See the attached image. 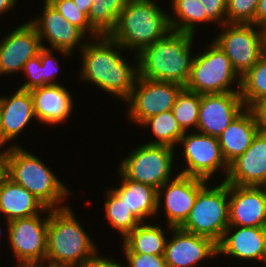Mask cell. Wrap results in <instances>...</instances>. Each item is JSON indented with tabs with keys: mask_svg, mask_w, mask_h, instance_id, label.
I'll use <instances>...</instances> for the list:
<instances>
[{
	"mask_svg": "<svg viewBox=\"0 0 266 267\" xmlns=\"http://www.w3.org/2000/svg\"><path fill=\"white\" fill-rule=\"evenodd\" d=\"M92 40L79 50L82 58L80 81H89L96 88L126 101L135 86L138 66H130L120 53L124 48L108 35Z\"/></svg>",
	"mask_w": 266,
	"mask_h": 267,
	"instance_id": "6da1fadb",
	"label": "cell"
},
{
	"mask_svg": "<svg viewBox=\"0 0 266 267\" xmlns=\"http://www.w3.org/2000/svg\"><path fill=\"white\" fill-rule=\"evenodd\" d=\"M193 34L171 30L164 38L143 48L135 58L138 77L187 84L194 56L191 55Z\"/></svg>",
	"mask_w": 266,
	"mask_h": 267,
	"instance_id": "7a4b0ae2",
	"label": "cell"
},
{
	"mask_svg": "<svg viewBox=\"0 0 266 267\" xmlns=\"http://www.w3.org/2000/svg\"><path fill=\"white\" fill-rule=\"evenodd\" d=\"M98 249L69 205L49 209L45 264L83 267Z\"/></svg>",
	"mask_w": 266,
	"mask_h": 267,
	"instance_id": "3957f363",
	"label": "cell"
},
{
	"mask_svg": "<svg viewBox=\"0 0 266 267\" xmlns=\"http://www.w3.org/2000/svg\"><path fill=\"white\" fill-rule=\"evenodd\" d=\"M5 175L33 194L46 208L58 209L71 193L67 185L33 153L20 145L5 153Z\"/></svg>",
	"mask_w": 266,
	"mask_h": 267,
	"instance_id": "277c9868",
	"label": "cell"
},
{
	"mask_svg": "<svg viewBox=\"0 0 266 267\" xmlns=\"http://www.w3.org/2000/svg\"><path fill=\"white\" fill-rule=\"evenodd\" d=\"M171 30L169 15L155 1L129 0L108 36L137 55Z\"/></svg>",
	"mask_w": 266,
	"mask_h": 267,
	"instance_id": "5b68a950",
	"label": "cell"
},
{
	"mask_svg": "<svg viewBox=\"0 0 266 267\" xmlns=\"http://www.w3.org/2000/svg\"><path fill=\"white\" fill-rule=\"evenodd\" d=\"M228 226L229 184L222 181L215 187H209L207 183L198 192L189 216L180 228L218 243Z\"/></svg>",
	"mask_w": 266,
	"mask_h": 267,
	"instance_id": "8992f818",
	"label": "cell"
},
{
	"mask_svg": "<svg viewBox=\"0 0 266 267\" xmlns=\"http://www.w3.org/2000/svg\"><path fill=\"white\" fill-rule=\"evenodd\" d=\"M210 44L206 52L194 56L185 88L198 94L240 92L241 78L230 59L214 41ZM234 82L238 86L236 89L231 86Z\"/></svg>",
	"mask_w": 266,
	"mask_h": 267,
	"instance_id": "52a82bcc",
	"label": "cell"
},
{
	"mask_svg": "<svg viewBox=\"0 0 266 267\" xmlns=\"http://www.w3.org/2000/svg\"><path fill=\"white\" fill-rule=\"evenodd\" d=\"M219 27H223L222 32L212 40L228 56L241 78L266 53V30L254 24L225 23Z\"/></svg>",
	"mask_w": 266,
	"mask_h": 267,
	"instance_id": "ba28073f",
	"label": "cell"
},
{
	"mask_svg": "<svg viewBox=\"0 0 266 267\" xmlns=\"http://www.w3.org/2000/svg\"><path fill=\"white\" fill-rule=\"evenodd\" d=\"M175 148L166 145L142 144L120 162L118 170L132 181L159 189L171 177Z\"/></svg>",
	"mask_w": 266,
	"mask_h": 267,
	"instance_id": "9c48e42d",
	"label": "cell"
},
{
	"mask_svg": "<svg viewBox=\"0 0 266 267\" xmlns=\"http://www.w3.org/2000/svg\"><path fill=\"white\" fill-rule=\"evenodd\" d=\"M183 85L169 81L137 77L135 86L126 100L128 119L141 126L151 116L172 110Z\"/></svg>",
	"mask_w": 266,
	"mask_h": 267,
	"instance_id": "30bf717a",
	"label": "cell"
},
{
	"mask_svg": "<svg viewBox=\"0 0 266 267\" xmlns=\"http://www.w3.org/2000/svg\"><path fill=\"white\" fill-rule=\"evenodd\" d=\"M47 214L44 219L40 213L9 222L6 236L18 264L45 263L49 221Z\"/></svg>",
	"mask_w": 266,
	"mask_h": 267,
	"instance_id": "8fae6325",
	"label": "cell"
},
{
	"mask_svg": "<svg viewBox=\"0 0 266 267\" xmlns=\"http://www.w3.org/2000/svg\"><path fill=\"white\" fill-rule=\"evenodd\" d=\"M187 134V135H186ZM179 143L183 146L182 156L185 157V168L180 174L201 178L207 181L218 171L227 176L229 165L226 163L217 137L200 132H184ZM226 172V173H225Z\"/></svg>",
	"mask_w": 266,
	"mask_h": 267,
	"instance_id": "7c38bea8",
	"label": "cell"
},
{
	"mask_svg": "<svg viewBox=\"0 0 266 267\" xmlns=\"http://www.w3.org/2000/svg\"><path fill=\"white\" fill-rule=\"evenodd\" d=\"M176 174L157 190V214L161 209L160 202L164 199L163 211L167 217V227H180L185 222L198 192L211 182L180 173L176 176Z\"/></svg>",
	"mask_w": 266,
	"mask_h": 267,
	"instance_id": "4fadbf2b",
	"label": "cell"
},
{
	"mask_svg": "<svg viewBox=\"0 0 266 267\" xmlns=\"http://www.w3.org/2000/svg\"><path fill=\"white\" fill-rule=\"evenodd\" d=\"M43 2L42 15L29 21L36 28L42 47L45 48L44 40L47 39L52 47L50 49L63 56H70L73 49L79 46L81 50L88 42V38L84 41L86 34L66 20L47 0Z\"/></svg>",
	"mask_w": 266,
	"mask_h": 267,
	"instance_id": "5bb4252c",
	"label": "cell"
},
{
	"mask_svg": "<svg viewBox=\"0 0 266 267\" xmlns=\"http://www.w3.org/2000/svg\"><path fill=\"white\" fill-rule=\"evenodd\" d=\"M245 108L240 92L201 94L197 131L218 138Z\"/></svg>",
	"mask_w": 266,
	"mask_h": 267,
	"instance_id": "9a60e30c",
	"label": "cell"
},
{
	"mask_svg": "<svg viewBox=\"0 0 266 267\" xmlns=\"http://www.w3.org/2000/svg\"><path fill=\"white\" fill-rule=\"evenodd\" d=\"M173 234L165 244L167 267H194L206 258H215L217 243L208 237L187 232L180 227H168ZM194 265V266H193Z\"/></svg>",
	"mask_w": 266,
	"mask_h": 267,
	"instance_id": "2e32d148",
	"label": "cell"
},
{
	"mask_svg": "<svg viewBox=\"0 0 266 267\" xmlns=\"http://www.w3.org/2000/svg\"><path fill=\"white\" fill-rule=\"evenodd\" d=\"M41 48L38 32L29 21L12 30L0 42V76L22 72Z\"/></svg>",
	"mask_w": 266,
	"mask_h": 267,
	"instance_id": "e0dca14e",
	"label": "cell"
},
{
	"mask_svg": "<svg viewBox=\"0 0 266 267\" xmlns=\"http://www.w3.org/2000/svg\"><path fill=\"white\" fill-rule=\"evenodd\" d=\"M229 225L266 227V187L229 184Z\"/></svg>",
	"mask_w": 266,
	"mask_h": 267,
	"instance_id": "ac0fdd59",
	"label": "cell"
},
{
	"mask_svg": "<svg viewBox=\"0 0 266 267\" xmlns=\"http://www.w3.org/2000/svg\"><path fill=\"white\" fill-rule=\"evenodd\" d=\"M238 186H266V129H261L250 147L229 164L224 180Z\"/></svg>",
	"mask_w": 266,
	"mask_h": 267,
	"instance_id": "d6986e66",
	"label": "cell"
},
{
	"mask_svg": "<svg viewBox=\"0 0 266 267\" xmlns=\"http://www.w3.org/2000/svg\"><path fill=\"white\" fill-rule=\"evenodd\" d=\"M265 242L266 227L229 225L217 243V256L222 254L244 261L260 262Z\"/></svg>",
	"mask_w": 266,
	"mask_h": 267,
	"instance_id": "ffe728a7",
	"label": "cell"
},
{
	"mask_svg": "<svg viewBox=\"0 0 266 267\" xmlns=\"http://www.w3.org/2000/svg\"><path fill=\"white\" fill-rule=\"evenodd\" d=\"M29 91L33 99L35 117L39 122L55 125L70 117L74 100L70 91L60 83L36 87Z\"/></svg>",
	"mask_w": 266,
	"mask_h": 267,
	"instance_id": "44dd1931",
	"label": "cell"
},
{
	"mask_svg": "<svg viewBox=\"0 0 266 267\" xmlns=\"http://www.w3.org/2000/svg\"><path fill=\"white\" fill-rule=\"evenodd\" d=\"M262 129L255 111L245 108L218 137L222 155L229 165L242 155Z\"/></svg>",
	"mask_w": 266,
	"mask_h": 267,
	"instance_id": "7402d4cb",
	"label": "cell"
},
{
	"mask_svg": "<svg viewBox=\"0 0 266 267\" xmlns=\"http://www.w3.org/2000/svg\"><path fill=\"white\" fill-rule=\"evenodd\" d=\"M49 212L33 194L4 175L0 180V213L10 221ZM44 212V213H43Z\"/></svg>",
	"mask_w": 266,
	"mask_h": 267,
	"instance_id": "603a6c76",
	"label": "cell"
},
{
	"mask_svg": "<svg viewBox=\"0 0 266 267\" xmlns=\"http://www.w3.org/2000/svg\"><path fill=\"white\" fill-rule=\"evenodd\" d=\"M6 96H0V119L3 136L11 142L36 117L30 91L17 89Z\"/></svg>",
	"mask_w": 266,
	"mask_h": 267,
	"instance_id": "cb8c5ba5",
	"label": "cell"
},
{
	"mask_svg": "<svg viewBox=\"0 0 266 267\" xmlns=\"http://www.w3.org/2000/svg\"><path fill=\"white\" fill-rule=\"evenodd\" d=\"M121 185L112 190L124 200L127 208L141 221L157 215V189L127 179L119 170ZM148 217V218H147Z\"/></svg>",
	"mask_w": 266,
	"mask_h": 267,
	"instance_id": "d4e9b609",
	"label": "cell"
},
{
	"mask_svg": "<svg viewBox=\"0 0 266 267\" xmlns=\"http://www.w3.org/2000/svg\"><path fill=\"white\" fill-rule=\"evenodd\" d=\"M166 232L158 225L141 222L124 239V253L164 255Z\"/></svg>",
	"mask_w": 266,
	"mask_h": 267,
	"instance_id": "484cf974",
	"label": "cell"
},
{
	"mask_svg": "<svg viewBox=\"0 0 266 267\" xmlns=\"http://www.w3.org/2000/svg\"><path fill=\"white\" fill-rule=\"evenodd\" d=\"M173 15H169L171 29L177 32L196 34V26L200 23L212 21L203 13L200 0H171ZM199 23V24H198Z\"/></svg>",
	"mask_w": 266,
	"mask_h": 267,
	"instance_id": "4316f807",
	"label": "cell"
},
{
	"mask_svg": "<svg viewBox=\"0 0 266 267\" xmlns=\"http://www.w3.org/2000/svg\"><path fill=\"white\" fill-rule=\"evenodd\" d=\"M240 96L251 109L266 97V53L241 77Z\"/></svg>",
	"mask_w": 266,
	"mask_h": 267,
	"instance_id": "83f0119b",
	"label": "cell"
},
{
	"mask_svg": "<svg viewBox=\"0 0 266 267\" xmlns=\"http://www.w3.org/2000/svg\"><path fill=\"white\" fill-rule=\"evenodd\" d=\"M105 195L107 196L104 204L105 219L124 239L141 221L127 208L124 200L112 188H107Z\"/></svg>",
	"mask_w": 266,
	"mask_h": 267,
	"instance_id": "f1b7e54d",
	"label": "cell"
},
{
	"mask_svg": "<svg viewBox=\"0 0 266 267\" xmlns=\"http://www.w3.org/2000/svg\"><path fill=\"white\" fill-rule=\"evenodd\" d=\"M129 0H93L88 15L90 25L100 34L109 35Z\"/></svg>",
	"mask_w": 266,
	"mask_h": 267,
	"instance_id": "f546056e",
	"label": "cell"
},
{
	"mask_svg": "<svg viewBox=\"0 0 266 267\" xmlns=\"http://www.w3.org/2000/svg\"><path fill=\"white\" fill-rule=\"evenodd\" d=\"M141 125L142 127L146 126V128L150 127L152 134L156 137V140L146 143L149 145H166L174 148L184 135V131L177 123L171 110L151 116Z\"/></svg>",
	"mask_w": 266,
	"mask_h": 267,
	"instance_id": "4dcf8cb0",
	"label": "cell"
},
{
	"mask_svg": "<svg viewBox=\"0 0 266 267\" xmlns=\"http://www.w3.org/2000/svg\"><path fill=\"white\" fill-rule=\"evenodd\" d=\"M200 100L201 94L190 91L185 87L177 96L171 111L184 132H187L190 127L197 129Z\"/></svg>",
	"mask_w": 266,
	"mask_h": 267,
	"instance_id": "1f68e13d",
	"label": "cell"
},
{
	"mask_svg": "<svg viewBox=\"0 0 266 267\" xmlns=\"http://www.w3.org/2000/svg\"><path fill=\"white\" fill-rule=\"evenodd\" d=\"M72 25L81 29L90 39L101 36L89 23L88 17L81 12L73 0H47ZM92 37H91V36Z\"/></svg>",
	"mask_w": 266,
	"mask_h": 267,
	"instance_id": "d6a6232c",
	"label": "cell"
},
{
	"mask_svg": "<svg viewBox=\"0 0 266 267\" xmlns=\"http://www.w3.org/2000/svg\"><path fill=\"white\" fill-rule=\"evenodd\" d=\"M259 0H227L226 23L254 24Z\"/></svg>",
	"mask_w": 266,
	"mask_h": 267,
	"instance_id": "836d02e7",
	"label": "cell"
},
{
	"mask_svg": "<svg viewBox=\"0 0 266 267\" xmlns=\"http://www.w3.org/2000/svg\"><path fill=\"white\" fill-rule=\"evenodd\" d=\"M23 74L27 75L28 80L19 87L21 90H31L43 86V65L40 60V51L38 55L30 58L24 65Z\"/></svg>",
	"mask_w": 266,
	"mask_h": 267,
	"instance_id": "e575fe53",
	"label": "cell"
},
{
	"mask_svg": "<svg viewBox=\"0 0 266 267\" xmlns=\"http://www.w3.org/2000/svg\"><path fill=\"white\" fill-rule=\"evenodd\" d=\"M52 53L53 49L49 47L40 49V60L43 65V86L58 84L54 79L59 70V63Z\"/></svg>",
	"mask_w": 266,
	"mask_h": 267,
	"instance_id": "d590c367",
	"label": "cell"
},
{
	"mask_svg": "<svg viewBox=\"0 0 266 267\" xmlns=\"http://www.w3.org/2000/svg\"><path fill=\"white\" fill-rule=\"evenodd\" d=\"M127 267H167L164 255L124 253Z\"/></svg>",
	"mask_w": 266,
	"mask_h": 267,
	"instance_id": "8d00e7d4",
	"label": "cell"
},
{
	"mask_svg": "<svg viewBox=\"0 0 266 267\" xmlns=\"http://www.w3.org/2000/svg\"><path fill=\"white\" fill-rule=\"evenodd\" d=\"M203 6V13L220 26L226 23L227 0H200Z\"/></svg>",
	"mask_w": 266,
	"mask_h": 267,
	"instance_id": "74e56055",
	"label": "cell"
},
{
	"mask_svg": "<svg viewBox=\"0 0 266 267\" xmlns=\"http://www.w3.org/2000/svg\"><path fill=\"white\" fill-rule=\"evenodd\" d=\"M97 252L83 267H126L114 260V258H106L98 255Z\"/></svg>",
	"mask_w": 266,
	"mask_h": 267,
	"instance_id": "f35d334b",
	"label": "cell"
},
{
	"mask_svg": "<svg viewBox=\"0 0 266 267\" xmlns=\"http://www.w3.org/2000/svg\"><path fill=\"white\" fill-rule=\"evenodd\" d=\"M254 25L266 30V0H259L257 4Z\"/></svg>",
	"mask_w": 266,
	"mask_h": 267,
	"instance_id": "ab89813d",
	"label": "cell"
},
{
	"mask_svg": "<svg viewBox=\"0 0 266 267\" xmlns=\"http://www.w3.org/2000/svg\"><path fill=\"white\" fill-rule=\"evenodd\" d=\"M257 119L263 129H266V97L262 99L254 108Z\"/></svg>",
	"mask_w": 266,
	"mask_h": 267,
	"instance_id": "60d3db41",
	"label": "cell"
},
{
	"mask_svg": "<svg viewBox=\"0 0 266 267\" xmlns=\"http://www.w3.org/2000/svg\"><path fill=\"white\" fill-rule=\"evenodd\" d=\"M73 2L80 8L79 10L88 17L93 0H73Z\"/></svg>",
	"mask_w": 266,
	"mask_h": 267,
	"instance_id": "b9f144b4",
	"label": "cell"
},
{
	"mask_svg": "<svg viewBox=\"0 0 266 267\" xmlns=\"http://www.w3.org/2000/svg\"><path fill=\"white\" fill-rule=\"evenodd\" d=\"M17 0H0V15L7 13L16 6Z\"/></svg>",
	"mask_w": 266,
	"mask_h": 267,
	"instance_id": "7bdbcfd3",
	"label": "cell"
},
{
	"mask_svg": "<svg viewBox=\"0 0 266 267\" xmlns=\"http://www.w3.org/2000/svg\"><path fill=\"white\" fill-rule=\"evenodd\" d=\"M13 146H16V144H11L10 146H7L8 148L6 150L4 148L2 152L0 151V180L5 175V153Z\"/></svg>",
	"mask_w": 266,
	"mask_h": 267,
	"instance_id": "ee69618b",
	"label": "cell"
},
{
	"mask_svg": "<svg viewBox=\"0 0 266 267\" xmlns=\"http://www.w3.org/2000/svg\"><path fill=\"white\" fill-rule=\"evenodd\" d=\"M6 143H8V141L3 136V131H2V127H1V119H0V148L5 146Z\"/></svg>",
	"mask_w": 266,
	"mask_h": 267,
	"instance_id": "f6af8a7d",
	"label": "cell"
},
{
	"mask_svg": "<svg viewBox=\"0 0 266 267\" xmlns=\"http://www.w3.org/2000/svg\"><path fill=\"white\" fill-rule=\"evenodd\" d=\"M260 263H264L266 265V242H265V246L263 248V254H262Z\"/></svg>",
	"mask_w": 266,
	"mask_h": 267,
	"instance_id": "bcb514c9",
	"label": "cell"
},
{
	"mask_svg": "<svg viewBox=\"0 0 266 267\" xmlns=\"http://www.w3.org/2000/svg\"><path fill=\"white\" fill-rule=\"evenodd\" d=\"M13 267H35L34 264H16L15 266Z\"/></svg>",
	"mask_w": 266,
	"mask_h": 267,
	"instance_id": "7dc6e473",
	"label": "cell"
},
{
	"mask_svg": "<svg viewBox=\"0 0 266 267\" xmlns=\"http://www.w3.org/2000/svg\"><path fill=\"white\" fill-rule=\"evenodd\" d=\"M35 267H63V266H52V265L42 263V264H35Z\"/></svg>",
	"mask_w": 266,
	"mask_h": 267,
	"instance_id": "c3c4849f",
	"label": "cell"
}]
</instances>
